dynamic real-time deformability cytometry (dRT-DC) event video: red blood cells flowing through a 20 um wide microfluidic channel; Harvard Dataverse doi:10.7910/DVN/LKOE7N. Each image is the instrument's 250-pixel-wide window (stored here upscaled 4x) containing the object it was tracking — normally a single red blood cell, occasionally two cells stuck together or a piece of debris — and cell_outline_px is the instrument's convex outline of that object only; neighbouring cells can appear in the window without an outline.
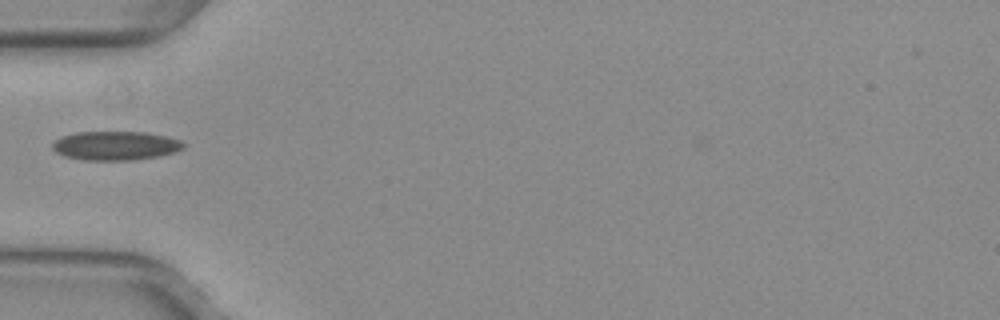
{"species": "common noctule bat (a hibernating species)", "species_latin": "Nyctalus noctula", "temperature_condition": "warm", "stored_images_in_passage": 35, "camera_frame_rate_fps": 3000, "um_per_image_px": 0.085, "animal": {"sex": "female", "body_mass_g": 29.2, "forearm_length_mm": 56.3}, "frame": {"image": 1, "passage_image": 1, "time_ms": 0.0, "image_size_px": [1000, 320], "cell_outline_px": [[184, 148], [176, 152], [160, 156], [132, 160], [84, 160], [64, 156], [56, 152], [52, 148], [52, 144], [60, 136], [76, 132], [148, 132], [168, 136], [180, 140], [184, 144]], "centroid_in_image_um": [9.83, 12.38], "position_along_channel_um": 75.2, "area_um2": 22.31}}
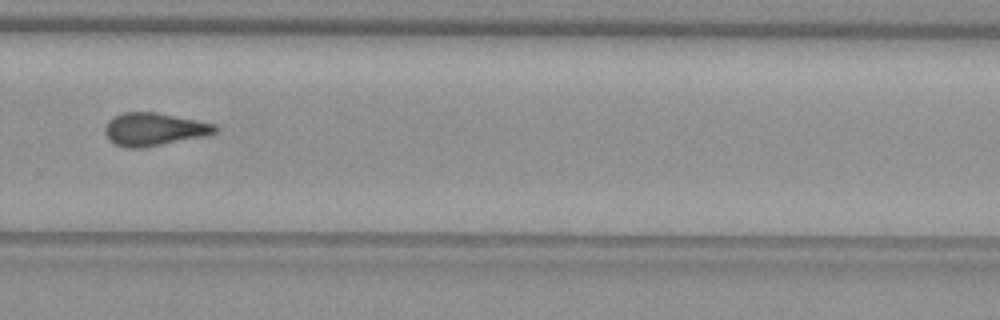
{"frame": {"image": 2, "passage_image": 19, "time_ms": 6.0, "image_size_px": [1000, 320], "cell_outline_px": [[220, 128], [216, 132], [208, 136], [140, 148], [124, 148], [108, 140], [104, 132], [104, 128], [108, 120], [124, 112], [156, 112], [216, 124]], "centroid_in_image_um": [13.11, 10.99], "position_along_channel_um": 316.7, "area_um2": 21.27}}
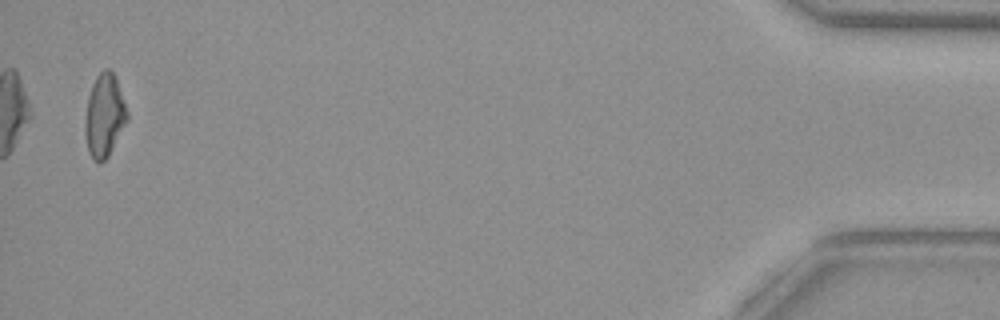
{"frame": {"image": 3, "passage_image": 34, "time_ms": 11.0, "image_size_px": [1000, 320], "cell_outline_px": [[128, 120], [108, 156], [100, 164], [92, 160], [88, 152], [84, 132], [84, 120], [88, 96], [92, 84], [96, 76], [104, 68], [108, 68], [116, 76], [128, 112]], "centroid_in_image_um": [8.86, 9.83], "position_along_channel_um": 426.3, "area_um2": 20.69}}